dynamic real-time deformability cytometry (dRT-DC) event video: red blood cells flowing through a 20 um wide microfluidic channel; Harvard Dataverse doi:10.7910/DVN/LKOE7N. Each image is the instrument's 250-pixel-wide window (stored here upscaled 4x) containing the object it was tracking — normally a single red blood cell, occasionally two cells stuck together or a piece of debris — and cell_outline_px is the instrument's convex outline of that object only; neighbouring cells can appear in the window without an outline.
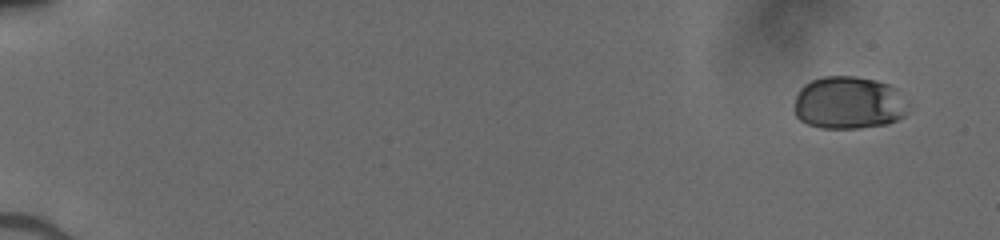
{"species": "human", "species_latin": "Homo sapiens", "temperature_condition": "cold", "stored_images_in_passage": 50, "camera_frame_rate_fps": 3000, "um_per_image_px": 0.085, "donor": {"sex": "male"}, "frame": {"image": 1, "passage_image": 1, "time_ms": 0.0, "image_size_px": [1000, 240], "cell_outline_px": [[904, 116], [888, 124], [856, 128], [820, 128], [808, 124], [800, 120], [796, 116], [796, 96], [800, 88], [804, 84], [812, 80], [824, 76], [856, 76], [876, 80], [888, 84], [896, 88], [904, 112]], "centroid_in_image_um": [72.06, 8.73], "position_along_channel_um": 12.9, "area_um2": 34.33}}
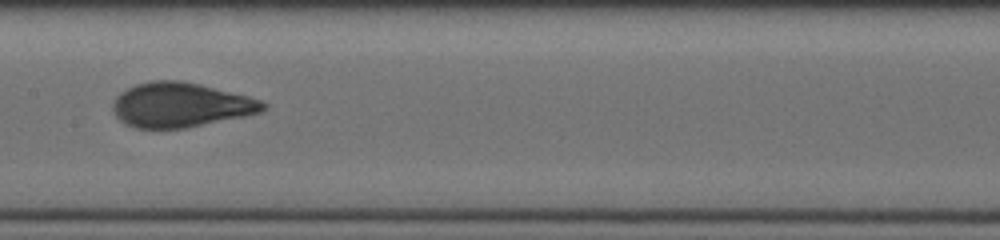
{"frame": {"image": 2, "passage_image": 27, "time_ms": 8.667, "image_size_px": [1000, 240], "cell_outline_px": [[268, 108], [260, 112], [244, 116], [184, 128], [136, 128], [124, 124], [116, 116], [112, 108], [112, 104], [116, 96], [120, 92], [136, 84], [152, 80], [180, 80], [200, 84], [248, 96], [260, 100], [268, 104]], "centroid_in_image_um": [15.33, 8.91], "position_along_channel_um": 192.1, "area_um2": 39.02}}
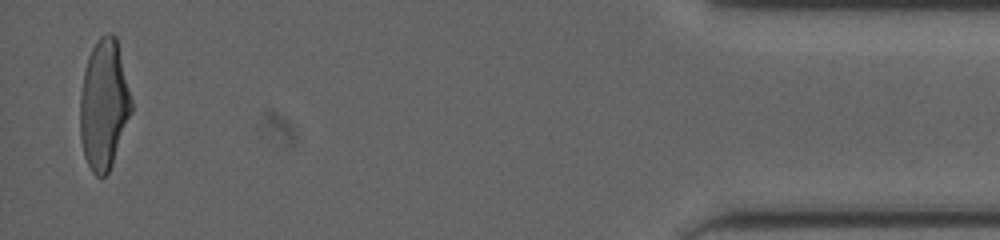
{"frame": {"image": 3, "passage_image": 49, "time_ms": 16.0, "image_size_px": [1000, 240], "cell_outline_px": [[132, 112], [112, 164], [108, 172], [104, 176], [96, 176], [92, 172], [84, 156], [80, 136], [80, 96], [84, 72], [88, 56], [92, 48], [100, 36], [108, 32], [112, 32], [116, 36], [132, 100]], "centroid_in_image_um": [8.83, 8.88], "position_along_channel_um": 426.4, "area_um2": 38.78}}